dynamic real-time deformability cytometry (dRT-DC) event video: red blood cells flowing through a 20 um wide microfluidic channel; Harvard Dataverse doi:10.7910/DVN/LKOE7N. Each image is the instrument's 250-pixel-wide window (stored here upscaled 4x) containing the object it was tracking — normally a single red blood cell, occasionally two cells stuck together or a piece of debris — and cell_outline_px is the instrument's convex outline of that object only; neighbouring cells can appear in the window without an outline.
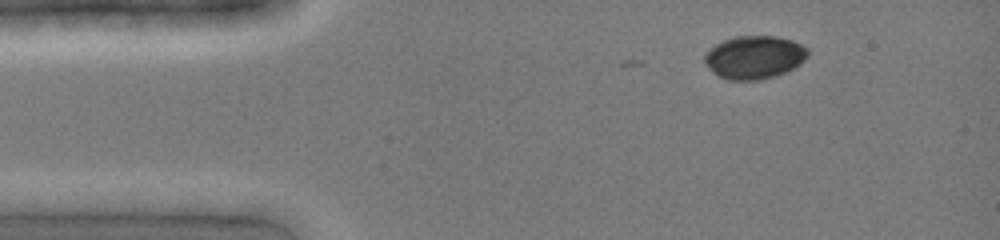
{"species": "common noctule bat (a hibernating species)", "species_latin": "Nyctalus noctula", "temperature_condition": "cold", "stored_images_in_passage": 2, "camera_frame_rate_fps": 3000, "um_per_image_px": 0.085, "animal": {"sex": "female", "body_mass_g": 19.0, "forearm_length_mm": 51.5}, "frame": {"image": 1, "passage_image": 2, "time_ms": 0.333, "image_size_px": [1000, 240], "cell_outline_px": [[808, 56], [800, 64], [788, 72], [760, 80], [728, 80], [716, 76], [704, 64], [704, 56], [716, 44], [724, 40], [736, 36], [776, 36], [792, 40], [808, 48]], "centroid_in_image_um": [64.12, 4.88], "position_along_channel_um": 20.9, "area_um2": 26.13}}